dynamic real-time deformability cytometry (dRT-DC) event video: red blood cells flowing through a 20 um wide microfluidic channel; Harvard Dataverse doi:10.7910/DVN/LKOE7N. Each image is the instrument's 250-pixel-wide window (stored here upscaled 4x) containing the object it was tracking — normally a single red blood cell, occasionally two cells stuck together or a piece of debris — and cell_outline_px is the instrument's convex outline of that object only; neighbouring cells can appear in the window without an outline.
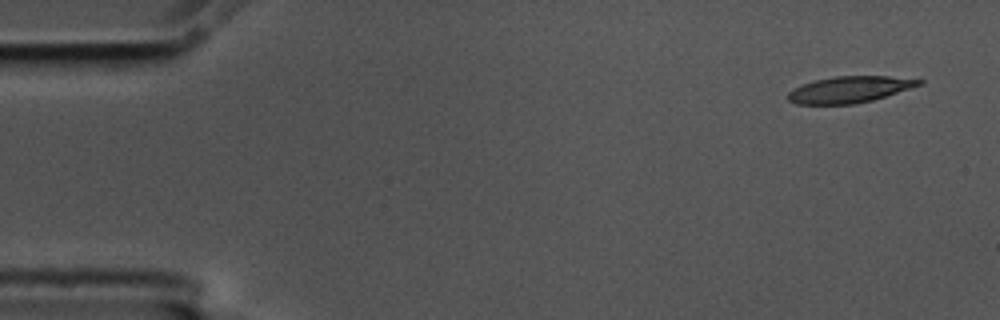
{"species": "common noctule bat (a hibernating species)", "species_latin": "Nyctalus noctula", "temperature_condition": "cold", "stored_images_in_passage": 5, "segment_of_instrument_passage": [2, 2], "camera_frame_rate_fps": 3000, "um_per_image_px": 0.085, "animal": {"sex": "male", "body_mass_g": 17.5, "forearm_length_mm": 52.3}, "frame": {"image": 1, "passage_image": 5, "time_ms": 1.333, "image_size_px": [1000, 320], "cell_outline_px": [[924, 84], [872, 100], [852, 104], [796, 104], [788, 100], [788, 92], [812, 80], [836, 76], [888, 76], [924, 80]], "centroid_in_image_um": [72.22, 7.6], "position_along_channel_um": 12.8, "area_um2": 20.0}}